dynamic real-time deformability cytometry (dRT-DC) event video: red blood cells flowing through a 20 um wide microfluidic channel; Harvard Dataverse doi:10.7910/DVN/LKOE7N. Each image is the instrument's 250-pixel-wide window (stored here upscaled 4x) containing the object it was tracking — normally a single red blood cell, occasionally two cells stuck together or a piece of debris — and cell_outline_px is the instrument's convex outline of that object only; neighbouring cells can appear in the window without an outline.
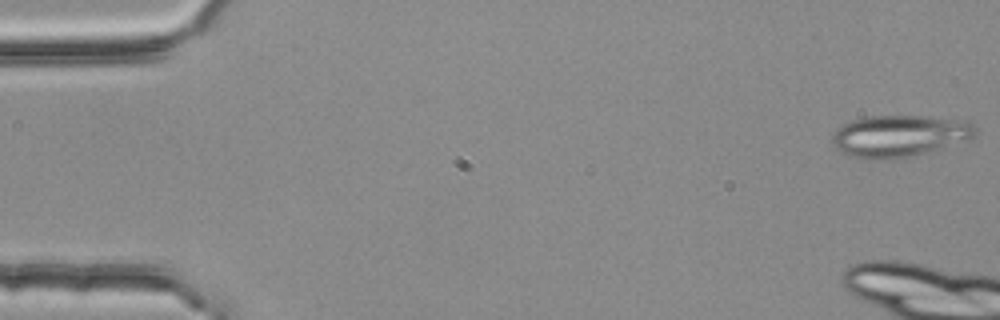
{"species": "common noctule bat (a hibernating species)", "species_latin": "Nyctalus noctula", "temperature_condition": "room temperature", "stored_images_in_passage": 5, "camera_frame_rate_fps": 3000, "um_per_image_px": 0.085, "animal": {"sex": "female", "body_mass_g": 25.1}, "frame": {"image": 1, "passage_image": 1, "time_ms": 0.0, "image_size_px": [1000, 320], "cell_outline_px": [[980, 128], [972, 136], [964, 140], [892, 160], [872, 160], [852, 156], [840, 152], [832, 144], [832, 136], [836, 128], [852, 120], [868, 116], [928, 116], [968, 120], [976, 124]], "centroid_in_image_um": [76.41, 11.53], "position_along_channel_um": 8.6, "area_um2": 34.62}}